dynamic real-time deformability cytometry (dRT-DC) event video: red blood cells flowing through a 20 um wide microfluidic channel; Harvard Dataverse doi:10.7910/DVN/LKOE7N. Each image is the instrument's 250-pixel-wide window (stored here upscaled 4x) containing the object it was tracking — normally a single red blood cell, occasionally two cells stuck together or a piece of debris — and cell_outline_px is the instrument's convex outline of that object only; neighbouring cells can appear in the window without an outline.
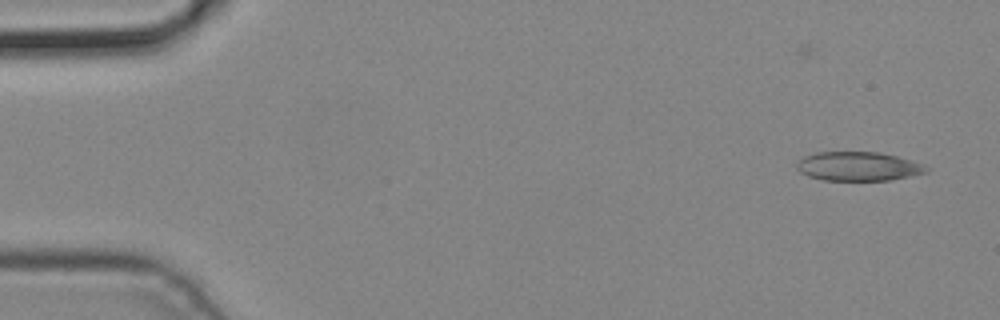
{"species": "common noctule bat (a hibernating species)", "species_latin": "Nyctalus noctula", "temperature_condition": "cold", "stored_images_in_passage": 5, "camera_frame_rate_fps": 3000, "um_per_image_px": 0.085, "animal": {"sex": "male", "body_mass_g": 19.2, "forearm_length_mm": 51.8}, "frame": {"image": 1, "passage_image": 2, "time_ms": 0.333, "image_size_px": [1000, 320], "cell_outline_px": [[928, 172], [892, 180], [824, 180], [808, 176], [800, 172], [796, 168], [796, 160], [804, 156], [816, 152], [880, 152], [896, 156], [924, 164], [928, 168]], "centroid_in_image_um": [72.93, 14.13], "position_along_channel_um": 12.1, "area_um2": 22.02}}
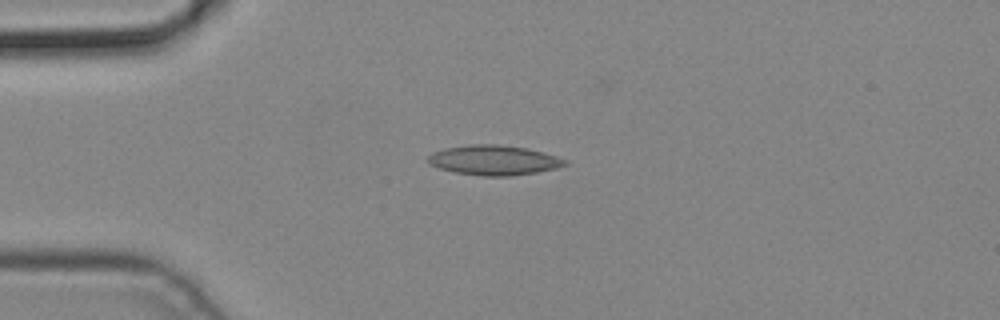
{"frame": {"image": 2, "passage_image": 4, "time_ms": 1.0, "image_size_px": [1000, 320], "cell_outline_px": [[568, 164], [556, 168], [536, 172], [512, 176], [484, 176], [456, 172], [440, 168], [428, 164], [424, 160], [432, 152], [444, 148], [468, 144], [500, 144], [528, 148], [556, 156], [568, 160]], "centroid_in_image_um": [41.95, 13.6], "position_along_channel_um": 43.0, "area_um2": 24.04}}
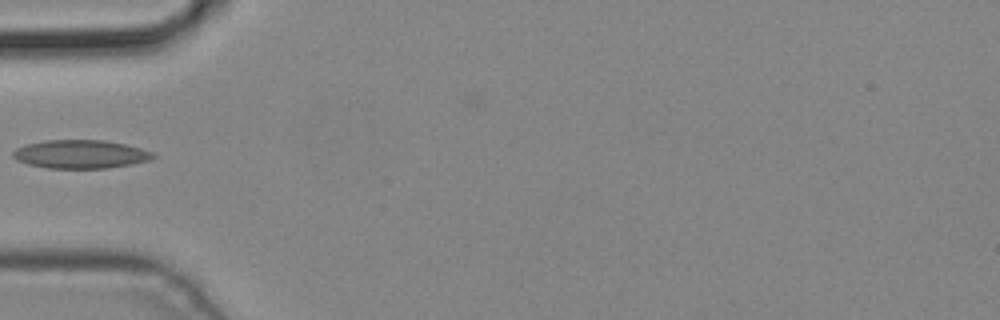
{"frame": {"image": 3, "passage_image": 5, "time_ms": 1.333, "image_size_px": [1000, 320], "cell_outline_px": [[156, 156], [148, 160], [132, 164], [108, 168], [48, 168], [28, 164], [16, 160], [12, 156], [12, 152], [16, 148], [28, 144], [44, 140], [104, 140], [124, 144], [156, 152]], "centroid_in_image_um": [6.85, 13.1], "position_along_channel_um": 78.1, "area_um2": 23.24}}